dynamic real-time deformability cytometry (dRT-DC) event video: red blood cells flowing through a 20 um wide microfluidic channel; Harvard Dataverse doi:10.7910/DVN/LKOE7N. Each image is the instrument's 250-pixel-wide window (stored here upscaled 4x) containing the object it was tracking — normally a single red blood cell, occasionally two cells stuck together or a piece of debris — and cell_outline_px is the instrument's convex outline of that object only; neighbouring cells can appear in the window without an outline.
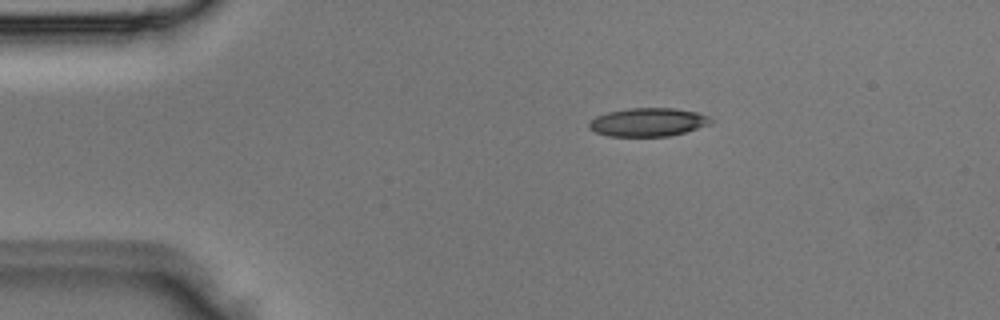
{"species": "Egyptian fruit bat (a non-hibernating species)", "species_latin": "Rousettus aegyptiacus", "temperature_condition": "room temperature", "stored_images_in_passage": 2, "camera_frame_rate_fps": 3000, "um_per_image_px": 0.085, "animal": {"sex": "male"}, "frame": {"image": 1, "passage_image": 1, "time_ms": 0.0, "image_size_px": [1000, 320], "cell_outline_px": [[716, 120], [712, 124], [684, 132], [668, 136], [608, 136], [596, 132], [588, 128], [588, 124], [596, 116], [608, 112], [628, 108], [676, 108], [696, 112], [708, 116]], "centroid_in_image_um": [55.12, 10.38], "position_along_channel_um": 29.9, "area_um2": 20.23}}